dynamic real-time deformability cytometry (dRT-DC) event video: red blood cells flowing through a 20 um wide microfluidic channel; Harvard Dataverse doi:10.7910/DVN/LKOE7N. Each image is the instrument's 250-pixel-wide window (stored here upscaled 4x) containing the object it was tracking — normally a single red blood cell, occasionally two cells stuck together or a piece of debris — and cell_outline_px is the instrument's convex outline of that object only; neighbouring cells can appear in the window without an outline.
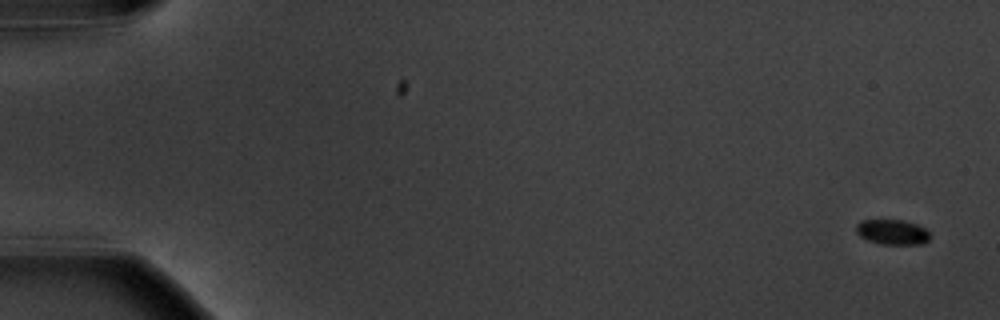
{"species": "common noctule bat (a hibernating species)", "species_latin": "Nyctalus noctula", "temperature_condition": "warm", "stored_images_in_passage": 7, "camera_frame_rate_fps": 3000, "um_per_image_px": 0.085, "animal": {"sex": "male", "body_mass_g": 20.1, "forearm_length_mm": 53.5}, "frame": {"image": 1, "passage_image": 1, "time_ms": 0.0, "image_size_px": [1000, 320], "cell_outline_px": [[928, 240], [924, 244], [880, 244], [868, 240], [860, 236], [856, 232], [856, 224], [860, 220], [904, 220], [916, 224], [924, 228], [928, 232]], "centroid_in_image_um": [75.82, 19.72], "position_along_channel_um": 9.2, "area_um2": 10.75}}
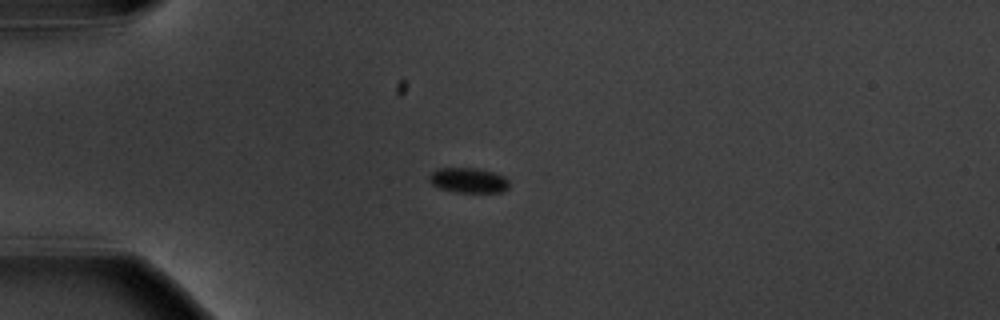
{"frame": {"image": 2, "passage_image": 5, "time_ms": 4.667, "image_size_px": [1000, 320], "cell_outline_px": [[508, 188], [504, 192], [456, 192], [440, 188], [432, 184], [428, 180], [428, 176], [432, 172], [440, 168], [476, 168], [492, 172], [504, 176], [508, 180]], "centroid_in_image_um": [39.81, 15.33], "position_along_channel_um": 45.2, "area_um2": 11.62}}